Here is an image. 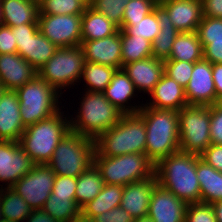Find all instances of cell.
<instances>
[{"mask_svg": "<svg viewBox=\"0 0 222 222\" xmlns=\"http://www.w3.org/2000/svg\"><path fill=\"white\" fill-rule=\"evenodd\" d=\"M197 155L178 151L161 159L155 166L158 183L187 204L200 202Z\"/></svg>", "mask_w": 222, "mask_h": 222, "instance_id": "1", "label": "cell"}, {"mask_svg": "<svg viewBox=\"0 0 222 222\" xmlns=\"http://www.w3.org/2000/svg\"><path fill=\"white\" fill-rule=\"evenodd\" d=\"M138 113L146 127L145 154L153 163L180 150L178 111L155 109L145 104Z\"/></svg>", "mask_w": 222, "mask_h": 222, "instance_id": "2", "label": "cell"}, {"mask_svg": "<svg viewBox=\"0 0 222 222\" xmlns=\"http://www.w3.org/2000/svg\"><path fill=\"white\" fill-rule=\"evenodd\" d=\"M146 127L139 113L123 114L118 123L95 139V150L106 157L145 153Z\"/></svg>", "mask_w": 222, "mask_h": 222, "instance_id": "3", "label": "cell"}, {"mask_svg": "<svg viewBox=\"0 0 222 222\" xmlns=\"http://www.w3.org/2000/svg\"><path fill=\"white\" fill-rule=\"evenodd\" d=\"M63 111L25 127L19 140L22 149L35 164H48L62 138L71 130L70 117Z\"/></svg>", "mask_w": 222, "mask_h": 222, "instance_id": "4", "label": "cell"}, {"mask_svg": "<svg viewBox=\"0 0 222 222\" xmlns=\"http://www.w3.org/2000/svg\"><path fill=\"white\" fill-rule=\"evenodd\" d=\"M78 114L71 116V131L96 139L116 125L123 113L103 93L85 91Z\"/></svg>", "mask_w": 222, "mask_h": 222, "instance_id": "5", "label": "cell"}, {"mask_svg": "<svg viewBox=\"0 0 222 222\" xmlns=\"http://www.w3.org/2000/svg\"><path fill=\"white\" fill-rule=\"evenodd\" d=\"M93 164L99 170L104 184L126 186L155 176L156 164L145 153L106 157L95 150Z\"/></svg>", "mask_w": 222, "mask_h": 222, "instance_id": "6", "label": "cell"}, {"mask_svg": "<svg viewBox=\"0 0 222 222\" xmlns=\"http://www.w3.org/2000/svg\"><path fill=\"white\" fill-rule=\"evenodd\" d=\"M95 139L69 131L57 145L47 164L55 175L78 177L92 164Z\"/></svg>", "mask_w": 222, "mask_h": 222, "instance_id": "7", "label": "cell"}, {"mask_svg": "<svg viewBox=\"0 0 222 222\" xmlns=\"http://www.w3.org/2000/svg\"><path fill=\"white\" fill-rule=\"evenodd\" d=\"M20 103L21 120L24 127L47 119L61 109L58 103L59 93L38 75L15 90Z\"/></svg>", "mask_w": 222, "mask_h": 222, "instance_id": "8", "label": "cell"}, {"mask_svg": "<svg viewBox=\"0 0 222 222\" xmlns=\"http://www.w3.org/2000/svg\"><path fill=\"white\" fill-rule=\"evenodd\" d=\"M84 64L85 56L80 45L58 48L38 70V76L61 93L62 89L80 82Z\"/></svg>", "mask_w": 222, "mask_h": 222, "instance_id": "9", "label": "cell"}, {"mask_svg": "<svg viewBox=\"0 0 222 222\" xmlns=\"http://www.w3.org/2000/svg\"><path fill=\"white\" fill-rule=\"evenodd\" d=\"M180 151L200 156L211 144L210 106L187 105L178 111Z\"/></svg>", "mask_w": 222, "mask_h": 222, "instance_id": "10", "label": "cell"}, {"mask_svg": "<svg viewBox=\"0 0 222 222\" xmlns=\"http://www.w3.org/2000/svg\"><path fill=\"white\" fill-rule=\"evenodd\" d=\"M55 178L47 164H36L12 188L33 210L42 209L52 192Z\"/></svg>", "mask_w": 222, "mask_h": 222, "instance_id": "11", "label": "cell"}, {"mask_svg": "<svg viewBox=\"0 0 222 222\" xmlns=\"http://www.w3.org/2000/svg\"><path fill=\"white\" fill-rule=\"evenodd\" d=\"M82 15H38L39 31L58 48L81 45Z\"/></svg>", "mask_w": 222, "mask_h": 222, "instance_id": "12", "label": "cell"}, {"mask_svg": "<svg viewBox=\"0 0 222 222\" xmlns=\"http://www.w3.org/2000/svg\"><path fill=\"white\" fill-rule=\"evenodd\" d=\"M19 142L0 140V181L12 187L35 166Z\"/></svg>", "mask_w": 222, "mask_h": 222, "instance_id": "13", "label": "cell"}, {"mask_svg": "<svg viewBox=\"0 0 222 222\" xmlns=\"http://www.w3.org/2000/svg\"><path fill=\"white\" fill-rule=\"evenodd\" d=\"M185 96L188 105L212 106L217 103L212 64L209 61L202 59L194 63Z\"/></svg>", "mask_w": 222, "mask_h": 222, "instance_id": "14", "label": "cell"}, {"mask_svg": "<svg viewBox=\"0 0 222 222\" xmlns=\"http://www.w3.org/2000/svg\"><path fill=\"white\" fill-rule=\"evenodd\" d=\"M187 203L157 183L151 193L148 216L153 222H185Z\"/></svg>", "mask_w": 222, "mask_h": 222, "instance_id": "15", "label": "cell"}, {"mask_svg": "<svg viewBox=\"0 0 222 222\" xmlns=\"http://www.w3.org/2000/svg\"><path fill=\"white\" fill-rule=\"evenodd\" d=\"M179 32H195L203 18L202 0H159Z\"/></svg>", "mask_w": 222, "mask_h": 222, "instance_id": "16", "label": "cell"}, {"mask_svg": "<svg viewBox=\"0 0 222 222\" xmlns=\"http://www.w3.org/2000/svg\"><path fill=\"white\" fill-rule=\"evenodd\" d=\"M85 61L122 69L121 30L114 35L91 41H81Z\"/></svg>", "mask_w": 222, "mask_h": 222, "instance_id": "17", "label": "cell"}, {"mask_svg": "<svg viewBox=\"0 0 222 222\" xmlns=\"http://www.w3.org/2000/svg\"><path fill=\"white\" fill-rule=\"evenodd\" d=\"M37 75L38 71L18 53L0 55V83L5 90L15 91Z\"/></svg>", "mask_w": 222, "mask_h": 222, "instance_id": "18", "label": "cell"}, {"mask_svg": "<svg viewBox=\"0 0 222 222\" xmlns=\"http://www.w3.org/2000/svg\"><path fill=\"white\" fill-rule=\"evenodd\" d=\"M19 109L17 93L5 90L0 96V140L19 142L25 130Z\"/></svg>", "mask_w": 222, "mask_h": 222, "instance_id": "19", "label": "cell"}, {"mask_svg": "<svg viewBox=\"0 0 222 222\" xmlns=\"http://www.w3.org/2000/svg\"><path fill=\"white\" fill-rule=\"evenodd\" d=\"M122 69L134 83L137 92L150 94L164 74V61L149 57L125 64Z\"/></svg>", "mask_w": 222, "mask_h": 222, "instance_id": "20", "label": "cell"}, {"mask_svg": "<svg viewBox=\"0 0 222 222\" xmlns=\"http://www.w3.org/2000/svg\"><path fill=\"white\" fill-rule=\"evenodd\" d=\"M158 183L156 175L124 186L120 207L134 219L148 216L151 193Z\"/></svg>", "mask_w": 222, "mask_h": 222, "instance_id": "21", "label": "cell"}, {"mask_svg": "<svg viewBox=\"0 0 222 222\" xmlns=\"http://www.w3.org/2000/svg\"><path fill=\"white\" fill-rule=\"evenodd\" d=\"M149 95L152 101L146 104L147 107L180 111L188 105L185 88L165 73Z\"/></svg>", "mask_w": 222, "mask_h": 222, "instance_id": "22", "label": "cell"}, {"mask_svg": "<svg viewBox=\"0 0 222 222\" xmlns=\"http://www.w3.org/2000/svg\"><path fill=\"white\" fill-rule=\"evenodd\" d=\"M135 92L136 88L134 83L123 69H118L113 74L110 84L102 93L114 106L122 111L123 114H128L138 113V111L143 107L142 105H144L141 104L139 106H133L130 104L131 99H134L135 97ZM128 103L131 105V107Z\"/></svg>", "mask_w": 222, "mask_h": 222, "instance_id": "23", "label": "cell"}, {"mask_svg": "<svg viewBox=\"0 0 222 222\" xmlns=\"http://www.w3.org/2000/svg\"><path fill=\"white\" fill-rule=\"evenodd\" d=\"M3 25L38 23L39 4L31 0H0Z\"/></svg>", "mask_w": 222, "mask_h": 222, "instance_id": "24", "label": "cell"}, {"mask_svg": "<svg viewBox=\"0 0 222 222\" xmlns=\"http://www.w3.org/2000/svg\"><path fill=\"white\" fill-rule=\"evenodd\" d=\"M197 178L200 186V202L213 204L222 200V172L215 170L197 155Z\"/></svg>", "mask_w": 222, "mask_h": 222, "instance_id": "25", "label": "cell"}, {"mask_svg": "<svg viewBox=\"0 0 222 222\" xmlns=\"http://www.w3.org/2000/svg\"><path fill=\"white\" fill-rule=\"evenodd\" d=\"M156 14L160 32L152 42L153 57L162 61L168 60L176 36L180 33L171 22L167 11L158 3Z\"/></svg>", "mask_w": 222, "mask_h": 222, "instance_id": "26", "label": "cell"}, {"mask_svg": "<svg viewBox=\"0 0 222 222\" xmlns=\"http://www.w3.org/2000/svg\"><path fill=\"white\" fill-rule=\"evenodd\" d=\"M58 49L40 31L22 46H17V53L26 59L37 71L54 55Z\"/></svg>", "mask_w": 222, "mask_h": 222, "instance_id": "27", "label": "cell"}, {"mask_svg": "<svg viewBox=\"0 0 222 222\" xmlns=\"http://www.w3.org/2000/svg\"><path fill=\"white\" fill-rule=\"evenodd\" d=\"M119 27L87 6L82 14L81 38L82 41L102 39L114 35Z\"/></svg>", "mask_w": 222, "mask_h": 222, "instance_id": "28", "label": "cell"}, {"mask_svg": "<svg viewBox=\"0 0 222 222\" xmlns=\"http://www.w3.org/2000/svg\"><path fill=\"white\" fill-rule=\"evenodd\" d=\"M124 186L104 184L101 192L81 208L84 216L95 218L104 212L120 206Z\"/></svg>", "mask_w": 222, "mask_h": 222, "instance_id": "29", "label": "cell"}, {"mask_svg": "<svg viewBox=\"0 0 222 222\" xmlns=\"http://www.w3.org/2000/svg\"><path fill=\"white\" fill-rule=\"evenodd\" d=\"M203 59V48L195 32H180L173 43L168 60L195 63Z\"/></svg>", "mask_w": 222, "mask_h": 222, "instance_id": "30", "label": "cell"}, {"mask_svg": "<svg viewBox=\"0 0 222 222\" xmlns=\"http://www.w3.org/2000/svg\"><path fill=\"white\" fill-rule=\"evenodd\" d=\"M103 178L97 167L92 164L86 171L77 177L75 200L81 209L88 202L92 201L102 190Z\"/></svg>", "mask_w": 222, "mask_h": 222, "instance_id": "31", "label": "cell"}, {"mask_svg": "<svg viewBox=\"0 0 222 222\" xmlns=\"http://www.w3.org/2000/svg\"><path fill=\"white\" fill-rule=\"evenodd\" d=\"M33 209L13 190L1 186V214L3 219L24 222Z\"/></svg>", "mask_w": 222, "mask_h": 222, "instance_id": "32", "label": "cell"}, {"mask_svg": "<svg viewBox=\"0 0 222 222\" xmlns=\"http://www.w3.org/2000/svg\"><path fill=\"white\" fill-rule=\"evenodd\" d=\"M152 55V42L139 36H130L121 30L122 67L131 62L143 60Z\"/></svg>", "mask_w": 222, "mask_h": 222, "instance_id": "33", "label": "cell"}, {"mask_svg": "<svg viewBox=\"0 0 222 222\" xmlns=\"http://www.w3.org/2000/svg\"><path fill=\"white\" fill-rule=\"evenodd\" d=\"M116 70L111 66L85 61L81 78L86 83L87 91L102 93L110 84Z\"/></svg>", "mask_w": 222, "mask_h": 222, "instance_id": "34", "label": "cell"}, {"mask_svg": "<svg viewBox=\"0 0 222 222\" xmlns=\"http://www.w3.org/2000/svg\"><path fill=\"white\" fill-rule=\"evenodd\" d=\"M42 209L59 222H72L81 213L75 197H62L53 193L50 194Z\"/></svg>", "mask_w": 222, "mask_h": 222, "instance_id": "35", "label": "cell"}, {"mask_svg": "<svg viewBox=\"0 0 222 222\" xmlns=\"http://www.w3.org/2000/svg\"><path fill=\"white\" fill-rule=\"evenodd\" d=\"M120 30H124L130 36H141L150 42H153L160 32L156 6L154 10L147 14L142 20L137 22H122Z\"/></svg>", "mask_w": 222, "mask_h": 222, "instance_id": "36", "label": "cell"}, {"mask_svg": "<svg viewBox=\"0 0 222 222\" xmlns=\"http://www.w3.org/2000/svg\"><path fill=\"white\" fill-rule=\"evenodd\" d=\"M86 7L81 0H42L39 15H82Z\"/></svg>", "mask_w": 222, "mask_h": 222, "instance_id": "37", "label": "cell"}, {"mask_svg": "<svg viewBox=\"0 0 222 222\" xmlns=\"http://www.w3.org/2000/svg\"><path fill=\"white\" fill-rule=\"evenodd\" d=\"M129 2L130 0H91L89 7L103 14L121 29L124 10Z\"/></svg>", "mask_w": 222, "mask_h": 222, "instance_id": "38", "label": "cell"}, {"mask_svg": "<svg viewBox=\"0 0 222 222\" xmlns=\"http://www.w3.org/2000/svg\"><path fill=\"white\" fill-rule=\"evenodd\" d=\"M196 33L202 48L210 43V40H222V18H211L203 16Z\"/></svg>", "mask_w": 222, "mask_h": 222, "instance_id": "39", "label": "cell"}, {"mask_svg": "<svg viewBox=\"0 0 222 222\" xmlns=\"http://www.w3.org/2000/svg\"><path fill=\"white\" fill-rule=\"evenodd\" d=\"M194 63L177 60L164 61V73L185 88L191 79Z\"/></svg>", "mask_w": 222, "mask_h": 222, "instance_id": "40", "label": "cell"}, {"mask_svg": "<svg viewBox=\"0 0 222 222\" xmlns=\"http://www.w3.org/2000/svg\"><path fill=\"white\" fill-rule=\"evenodd\" d=\"M159 0H130L126 4L122 22H137L151 13Z\"/></svg>", "mask_w": 222, "mask_h": 222, "instance_id": "41", "label": "cell"}, {"mask_svg": "<svg viewBox=\"0 0 222 222\" xmlns=\"http://www.w3.org/2000/svg\"><path fill=\"white\" fill-rule=\"evenodd\" d=\"M185 222H217L211 204L203 202L188 203Z\"/></svg>", "mask_w": 222, "mask_h": 222, "instance_id": "42", "label": "cell"}, {"mask_svg": "<svg viewBox=\"0 0 222 222\" xmlns=\"http://www.w3.org/2000/svg\"><path fill=\"white\" fill-rule=\"evenodd\" d=\"M76 186V177L56 175L51 193L62 197H75Z\"/></svg>", "mask_w": 222, "mask_h": 222, "instance_id": "43", "label": "cell"}, {"mask_svg": "<svg viewBox=\"0 0 222 222\" xmlns=\"http://www.w3.org/2000/svg\"><path fill=\"white\" fill-rule=\"evenodd\" d=\"M211 144L222 145V109L216 104L210 106Z\"/></svg>", "mask_w": 222, "mask_h": 222, "instance_id": "44", "label": "cell"}, {"mask_svg": "<svg viewBox=\"0 0 222 222\" xmlns=\"http://www.w3.org/2000/svg\"><path fill=\"white\" fill-rule=\"evenodd\" d=\"M200 157L215 170L222 172V145L210 144Z\"/></svg>", "mask_w": 222, "mask_h": 222, "instance_id": "45", "label": "cell"}, {"mask_svg": "<svg viewBox=\"0 0 222 222\" xmlns=\"http://www.w3.org/2000/svg\"><path fill=\"white\" fill-rule=\"evenodd\" d=\"M10 28L17 46H22V43H26L39 31L38 23H26Z\"/></svg>", "mask_w": 222, "mask_h": 222, "instance_id": "46", "label": "cell"}, {"mask_svg": "<svg viewBox=\"0 0 222 222\" xmlns=\"http://www.w3.org/2000/svg\"><path fill=\"white\" fill-rule=\"evenodd\" d=\"M95 222H133L134 218L120 206L94 218Z\"/></svg>", "mask_w": 222, "mask_h": 222, "instance_id": "47", "label": "cell"}, {"mask_svg": "<svg viewBox=\"0 0 222 222\" xmlns=\"http://www.w3.org/2000/svg\"><path fill=\"white\" fill-rule=\"evenodd\" d=\"M17 53L16 40L11 28L5 25L0 26V55Z\"/></svg>", "mask_w": 222, "mask_h": 222, "instance_id": "48", "label": "cell"}, {"mask_svg": "<svg viewBox=\"0 0 222 222\" xmlns=\"http://www.w3.org/2000/svg\"><path fill=\"white\" fill-rule=\"evenodd\" d=\"M203 59L211 64L222 63V40H210L203 48Z\"/></svg>", "mask_w": 222, "mask_h": 222, "instance_id": "49", "label": "cell"}, {"mask_svg": "<svg viewBox=\"0 0 222 222\" xmlns=\"http://www.w3.org/2000/svg\"><path fill=\"white\" fill-rule=\"evenodd\" d=\"M203 16L222 18V0H202Z\"/></svg>", "mask_w": 222, "mask_h": 222, "instance_id": "50", "label": "cell"}, {"mask_svg": "<svg viewBox=\"0 0 222 222\" xmlns=\"http://www.w3.org/2000/svg\"><path fill=\"white\" fill-rule=\"evenodd\" d=\"M27 220V221H26ZM26 222H59L43 209H34L31 214L25 219Z\"/></svg>", "mask_w": 222, "mask_h": 222, "instance_id": "51", "label": "cell"}, {"mask_svg": "<svg viewBox=\"0 0 222 222\" xmlns=\"http://www.w3.org/2000/svg\"><path fill=\"white\" fill-rule=\"evenodd\" d=\"M212 77L217 98L222 96V63L212 64Z\"/></svg>", "mask_w": 222, "mask_h": 222, "instance_id": "52", "label": "cell"}, {"mask_svg": "<svg viewBox=\"0 0 222 222\" xmlns=\"http://www.w3.org/2000/svg\"><path fill=\"white\" fill-rule=\"evenodd\" d=\"M211 205L213 207L217 222H222V200L214 202Z\"/></svg>", "mask_w": 222, "mask_h": 222, "instance_id": "53", "label": "cell"}, {"mask_svg": "<svg viewBox=\"0 0 222 222\" xmlns=\"http://www.w3.org/2000/svg\"><path fill=\"white\" fill-rule=\"evenodd\" d=\"M72 222H95V220L80 213Z\"/></svg>", "mask_w": 222, "mask_h": 222, "instance_id": "54", "label": "cell"}, {"mask_svg": "<svg viewBox=\"0 0 222 222\" xmlns=\"http://www.w3.org/2000/svg\"><path fill=\"white\" fill-rule=\"evenodd\" d=\"M133 222H153L149 216L134 219Z\"/></svg>", "mask_w": 222, "mask_h": 222, "instance_id": "55", "label": "cell"}, {"mask_svg": "<svg viewBox=\"0 0 222 222\" xmlns=\"http://www.w3.org/2000/svg\"><path fill=\"white\" fill-rule=\"evenodd\" d=\"M216 105L222 109V96L218 98Z\"/></svg>", "mask_w": 222, "mask_h": 222, "instance_id": "56", "label": "cell"}, {"mask_svg": "<svg viewBox=\"0 0 222 222\" xmlns=\"http://www.w3.org/2000/svg\"><path fill=\"white\" fill-rule=\"evenodd\" d=\"M2 219L3 218H2V214H1V188H0V222L2 221Z\"/></svg>", "mask_w": 222, "mask_h": 222, "instance_id": "57", "label": "cell"}, {"mask_svg": "<svg viewBox=\"0 0 222 222\" xmlns=\"http://www.w3.org/2000/svg\"><path fill=\"white\" fill-rule=\"evenodd\" d=\"M86 6H89L91 3V0H81Z\"/></svg>", "mask_w": 222, "mask_h": 222, "instance_id": "58", "label": "cell"}, {"mask_svg": "<svg viewBox=\"0 0 222 222\" xmlns=\"http://www.w3.org/2000/svg\"><path fill=\"white\" fill-rule=\"evenodd\" d=\"M3 25V20H2V12H1V4H0V26Z\"/></svg>", "mask_w": 222, "mask_h": 222, "instance_id": "59", "label": "cell"}, {"mask_svg": "<svg viewBox=\"0 0 222 222\" xmlns=\"http://www.w3.org/2000/svg\"><path fill=\"white\" fill-rule=\"evenodd\" d=\"M4 91H5V89H4L3 85L0 83V96Z\"/></svg>", "mask_w": 222, "mask_h": 222, "instance_id": "60", "label": "cell"}, {"mask_svg": "<svg viewBox=\"0 0 222 222\" xmlns=\"http://www.w3.org/2000/svg\"><path fill=\"white\" fill-rule=\"evenodd\" d=\"M1 222H16V221H12V220H7V219H2Z\"/></svg>", "mask_w": 222, "mask_h": 222, "instance_id": "61", "label": "cell"}, {"mask_svg": "<svg viewBox=\"0 0 222 222\" xmlns=\"http://www.w3.org/2000/svg\"><path fill=\"white\" fill-rule=\"evenodd\" d=\"M31 1H34L39 4L42 0H31Z\"/></svg>", "mask_w": 222, "mask_h": 222, "instance_id": "62", "label": "cell"}]
</instances>
